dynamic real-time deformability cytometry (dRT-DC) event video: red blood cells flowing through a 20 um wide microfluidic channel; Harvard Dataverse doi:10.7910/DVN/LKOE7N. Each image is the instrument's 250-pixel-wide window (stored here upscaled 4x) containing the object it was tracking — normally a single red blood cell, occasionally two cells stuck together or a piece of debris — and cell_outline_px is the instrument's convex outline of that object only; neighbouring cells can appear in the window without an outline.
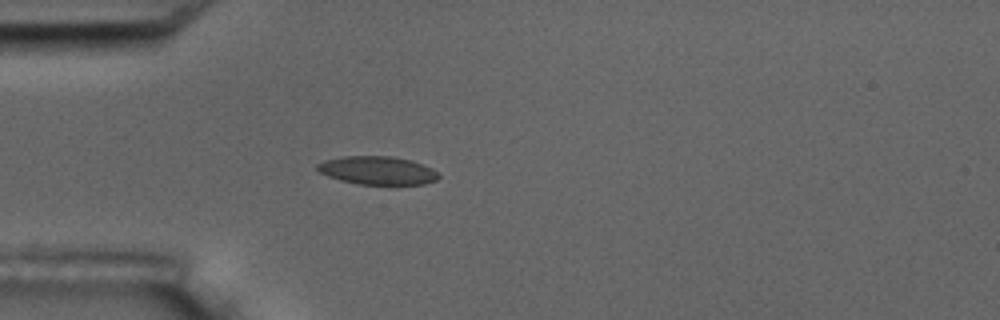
{"species": "common noctule bat (a hibernating species)", "species_latin": "Nyctalus noctula", "temperature_condition": "room temperature", "stored_images_in_passage": 4, "camera_frame_rate_fps": 3000, "um_per_image_px": 0.085, "animal": {"sex": "male", "body_mass_g": 17.5, "forearm_length_mm": 52.3}, "frame": {"image": 1, "passage_image": 4, "time_ms": 3.333, "image_size_px": [1000, 320], "cell_outline_px": [[440, 176], [436, 180], [424, 184], [360, 184], [340, 180], [328, 176], [320, 172], [316, 168], [316, 164], [324, 160], [344, 156], [392, 156], [412, 160], [432, 168]], "centroid_in_image_um": [32.08, 14.48], "position_along_channel_um": 52.9, "area_um2": 19.94}}